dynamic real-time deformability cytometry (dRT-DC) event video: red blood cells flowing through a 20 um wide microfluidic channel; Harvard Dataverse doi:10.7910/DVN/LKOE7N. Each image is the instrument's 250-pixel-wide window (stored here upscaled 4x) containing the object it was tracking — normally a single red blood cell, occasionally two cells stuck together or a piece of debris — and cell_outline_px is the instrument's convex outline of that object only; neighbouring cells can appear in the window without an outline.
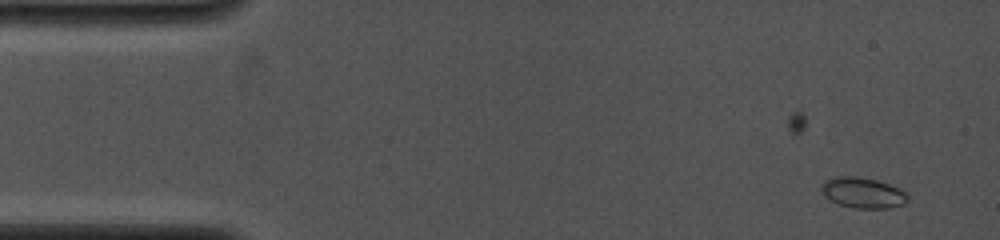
{"species": "common noctule bat (a hibernating species)", "species_latin": "Nyctalus noctula", "temperature_condition": "cold", "stored_images_in_passage": 2, "camera_frame_rate_fps": 4000, "um_per_image_px": 0.085, "animal": {"sex": "female", "body_mass_g": 19.0, "forearm_length_mm": 53.3}, "frame": {"image": 1, "passage_image": 2, "time_ms": 1.0, "image_size_px": [1000, 240], "cell_outline_px": [[908, 200], [904, 204], [888, 208], [852, 208], [840, 204], [824, 196], [820, 188], [820, 184], [824, 180], [836, 176], [856, 176], [876, 180], [900, 188], [908, 196]], "centroid_in_image_um": [73.31, 16.37], "position_along_channel_um": 11.7, "area_um2": 15.43}}